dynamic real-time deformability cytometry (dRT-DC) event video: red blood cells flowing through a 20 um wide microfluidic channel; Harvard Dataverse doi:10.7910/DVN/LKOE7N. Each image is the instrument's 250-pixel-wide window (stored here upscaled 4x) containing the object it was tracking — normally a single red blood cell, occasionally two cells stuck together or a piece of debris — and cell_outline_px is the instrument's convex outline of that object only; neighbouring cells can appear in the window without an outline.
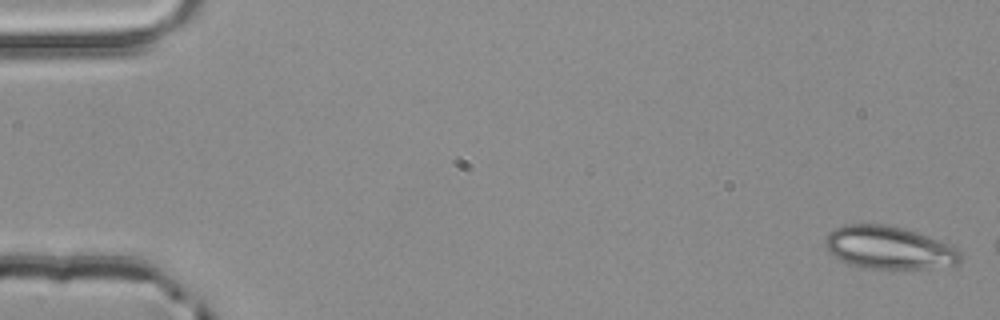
{"species": "common noctule bat (a hibernating species)", "species_latin": "Nyctalus noctula", "temperature_condition": "room temperature", "stored_images_in_passage": 4, "camera_frame_rate_fps": 3000, "um_per_image_px": 0.085, "animal": {"sex": "male", "body_mass_g": 20.4}, "frame": {"image": 1, "passage_image": 1, "time_ms": 0.0, "image_size_px": [1000, 320], "cell_outline_px": [[960, 260], [956, 264], [928, 268], [888, 272], [868, 268], [852, 264], [828, 252], [824, 244], [824, 240], [836, 228], [844, 224], [888, 224], [916, 232], [952, 244], [960, 252]], "centroid_in_image_um": [75.59, 21.08], "position_along_channel_um": 9.4, "area_um2": 34.16}}